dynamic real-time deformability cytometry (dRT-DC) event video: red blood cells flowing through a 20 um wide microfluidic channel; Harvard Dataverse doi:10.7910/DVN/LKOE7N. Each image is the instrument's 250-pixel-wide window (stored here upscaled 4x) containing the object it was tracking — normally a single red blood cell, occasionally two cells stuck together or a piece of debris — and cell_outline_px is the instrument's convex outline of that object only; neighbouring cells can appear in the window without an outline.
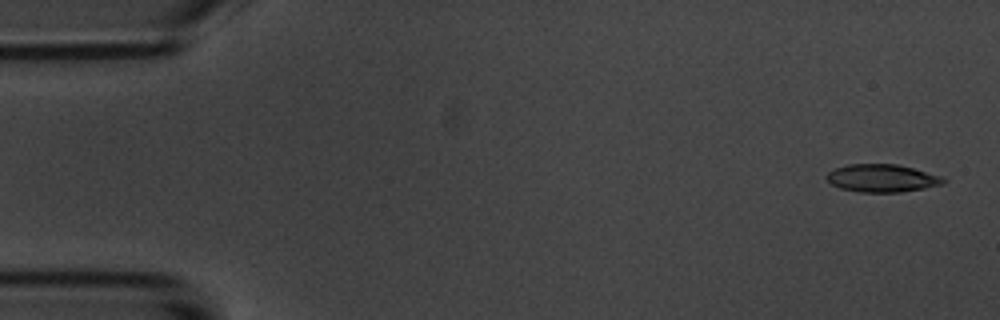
{"species": "common noctule bat (a hibernating species)", "species_latin": "Nyctalus noctula", "temperature_condition": "room temperature", "stored_images_in_passage": 3, "camera_frame_rate_fps": 3000, "um_per_image_px": 0.085, "animal": {"sex": "male", "body_mass_g": 20.1, "forearm_length_mm": 53.5}, "frame": {"image": 1, "passage_image": 1, "time_ms": 0.0, "image_size_px": [1000, 320], "cell_outline_px": [[948, 180], [944, 184], [924, 188], [900, 192], [860, 192], [840, 188], [832, 184], [824, 176], [828, 172], [836, 168], [848, 164], [896, 164], [912, 168], [940, 176]], "centroid_in_image_um": [74.96, 15.15], "position_along_channel_um": 10.0, "area_um2": 18.79}}